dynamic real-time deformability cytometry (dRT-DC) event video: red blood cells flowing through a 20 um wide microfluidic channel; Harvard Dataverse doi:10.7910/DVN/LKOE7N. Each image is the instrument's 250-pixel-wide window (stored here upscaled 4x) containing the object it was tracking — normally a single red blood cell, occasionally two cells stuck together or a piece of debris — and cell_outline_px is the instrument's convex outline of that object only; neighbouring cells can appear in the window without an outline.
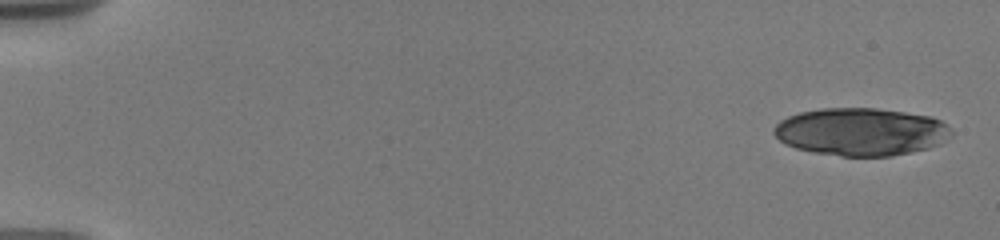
{"species": "human", "species_latin": "Homo sapiens", "temperature_condition": "warm", "stored_images_in_passage": 15, "camera_frame_rate_fps": 3000, "um_per_image_px": 0.085, "donor": {"sex": "male"}, "frame": {"image": 1, "passage_image": 1, "time_ms": 0.0, "image_size_px": [1000, 240], "cell_outline_px": [[952, 136], [940, 144], [928, 148], [912, 152], [892, 156], [840, 156], [812, 152], [796, 148], [784, 144], [772, 132], [772, 128], [780, 120], [788, 116], [800, 112], [820, 108], [876, 108], [904, 112], [928, 116], [940, 120], [952, 128]], "centroid_in_image_um": [73.18, 11.2], "position_along_channel_um": 11.8, "area_um2": 49.65}}
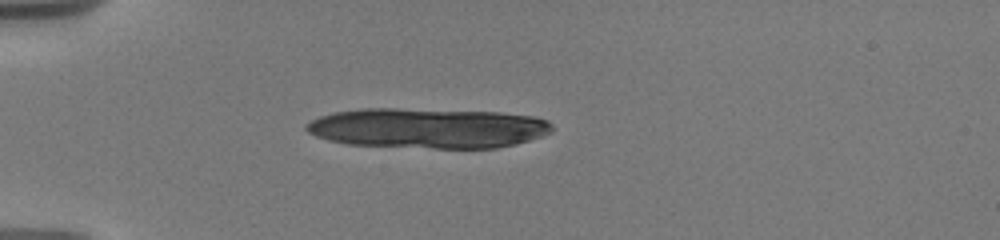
{"frame": {"image": 2, "passage_image": 12, "time_ms": 4.667, "image_size_px": [1000, 240], "cell_outline_px": [[552, 132], [516, 144], [496, 148], [436, 148], [348, 144], [328, 140], [316, 136], [308, 132], [304, 128], [304, 124], [320, 116], [332, 112], [364, 108], [396, 108], [500, 112], [536, 116], [548, 120], [552, 124]], "centroid_in_image_um": [36.37, 10.88], "position_along_channel_um": 48.6, "area_um2": 57.74}}